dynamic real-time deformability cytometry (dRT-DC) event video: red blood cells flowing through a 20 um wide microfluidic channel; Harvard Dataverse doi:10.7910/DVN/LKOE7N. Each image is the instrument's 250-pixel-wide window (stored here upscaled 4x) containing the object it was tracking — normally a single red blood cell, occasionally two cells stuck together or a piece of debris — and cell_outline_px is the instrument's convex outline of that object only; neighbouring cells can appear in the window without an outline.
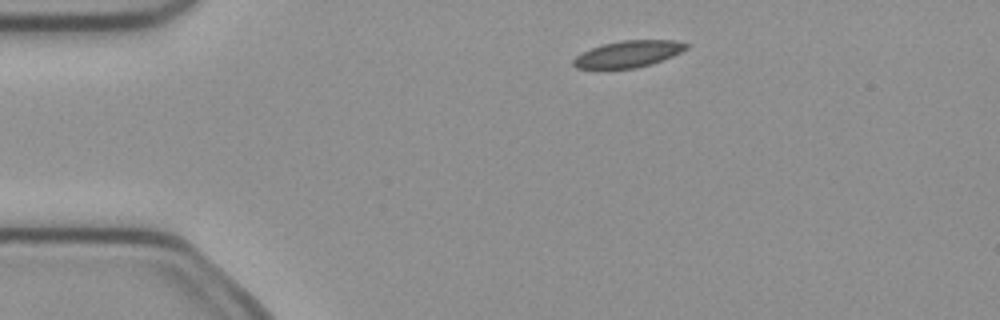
{"species": "common noctule bat (a hibernating species)", "species_latin": "Nyctalus noctula", "temperature_condition": "cold", "stored_images_in_passage": 3, "camera_frame_rate_fps": 3000, "um_per_image_px": 0.085, "animal": {"sex": "female", "body_mass_g": 21.9}, "frame": {"image": 1, "passage_image": 1, "time_ms": 0.0, "image_size_px": [1000, 320], "cell_outline_px": [[692, 44], [688, 48], [672, 56], [652, 64], [636, 68], [576, 68], [572, 64], [572, 60], [576, 56], [592, 48], [604, 44], [620, 40], [676, 40]], "centroid_in_image_um": [53.45, 4.58], "position_along_channel_um": 31.5, "area_um2": 17.46}}
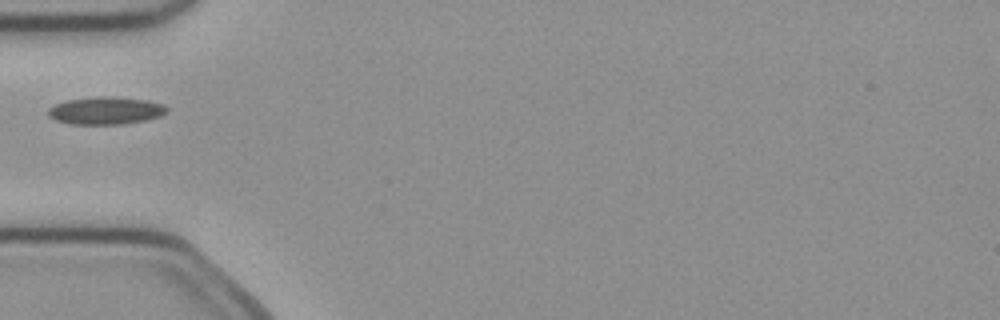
{"frame": {"image": 2, "passage_image": 3, "time_ms": 0.667, "image_size_px": [1000, 320], "cell_outline_px": [[168, 112], [160, 116], [144, 120], [124, 124], [68, 124], [56, 120], [48, 116], [48, 108], [56, 104], [68, 100], [100, 96], [112, 96], [148, 100], [164, 104], [168, 108]], "centroid_in_image_um": [9.01, 9.4], "position_along_channel_um": 76.0, "area_um2": 19.13}}